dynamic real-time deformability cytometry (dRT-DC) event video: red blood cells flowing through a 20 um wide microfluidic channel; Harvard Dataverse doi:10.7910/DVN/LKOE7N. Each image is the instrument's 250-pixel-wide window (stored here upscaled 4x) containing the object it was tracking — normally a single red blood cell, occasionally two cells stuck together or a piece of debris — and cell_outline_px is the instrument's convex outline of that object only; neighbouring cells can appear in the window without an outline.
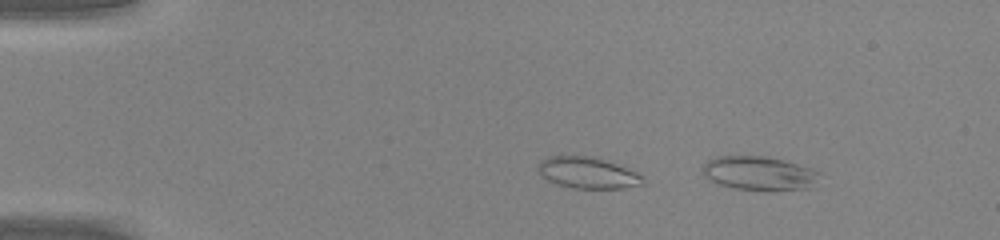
{"species": "common noctule bat (a hibernating species)", "species_latin": "Nyctalus noctula", "temperature_condition": "warm", "stored_images_in_passage": 8, "camera_frame_rate_fps": 3000, "um_per_image_px": 0.085, "animal": {"sex": "male", "body_mass_g": 20.0, "forearm_length_mm": 53.3}, "frame": {"image": 1, "passage_image": 8, "time_ms": 2.333, "image_size_px": [1000, 240], "cell_outline_px": [[820, 172], [812, 188], [736, 188], [716, 184], [708, 180], [700, 172], [700, 168], [708, 160], [716, 156], [768, 156], [784, 160], [812, 168]], "centroid_in_image_um": [64.44, 14.68], "position_along_channel_um": 20.6, "area_um2": 22.72}}